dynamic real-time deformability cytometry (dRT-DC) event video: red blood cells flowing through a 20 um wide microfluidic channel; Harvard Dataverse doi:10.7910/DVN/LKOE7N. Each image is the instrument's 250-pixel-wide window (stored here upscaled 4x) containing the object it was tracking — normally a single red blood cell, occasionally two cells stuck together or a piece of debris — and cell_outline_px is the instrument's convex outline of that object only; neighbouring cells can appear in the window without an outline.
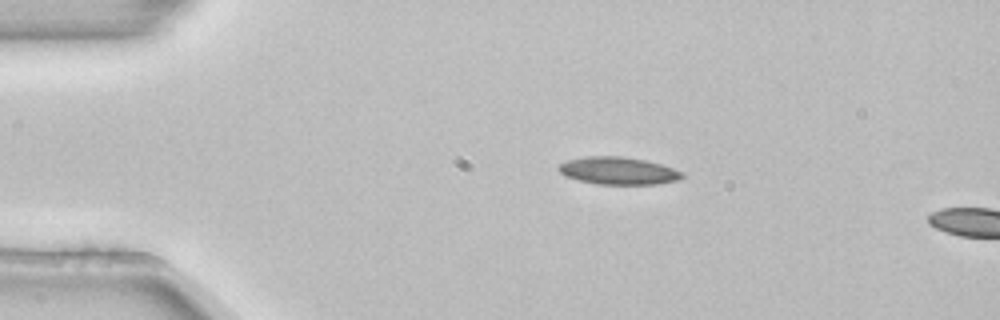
{"species": "common noctule bat (a hibernating species)", "species_latin": "Nyctalus noctula", "temperature_condition": "room temperature", "stored_images_in_passage": 2, "camera_frame_rate_fps": 3000, "um_per_image_px": 0.085, "animal": {"sex": "female", "body_mass_g": 22.7, "forearm_length_mm": 54.2}, "frame": {"image": 1, "passage_image": 1, "time_ms": 0.0, "image_size_px": [1000, 320], "cell_outline_px": [[684, 176], [680, 180], [656, 184], [596, 184], [564, 176], [556, 168], [556, 164], [568, 160], [588, 156], [620, 156], [644, 160], [660, 164], [684, 172]], "centroid_in_image_um": [52.53, 14.52], "position_along_channel_um": 32.5, "area_um2": 19.83}}